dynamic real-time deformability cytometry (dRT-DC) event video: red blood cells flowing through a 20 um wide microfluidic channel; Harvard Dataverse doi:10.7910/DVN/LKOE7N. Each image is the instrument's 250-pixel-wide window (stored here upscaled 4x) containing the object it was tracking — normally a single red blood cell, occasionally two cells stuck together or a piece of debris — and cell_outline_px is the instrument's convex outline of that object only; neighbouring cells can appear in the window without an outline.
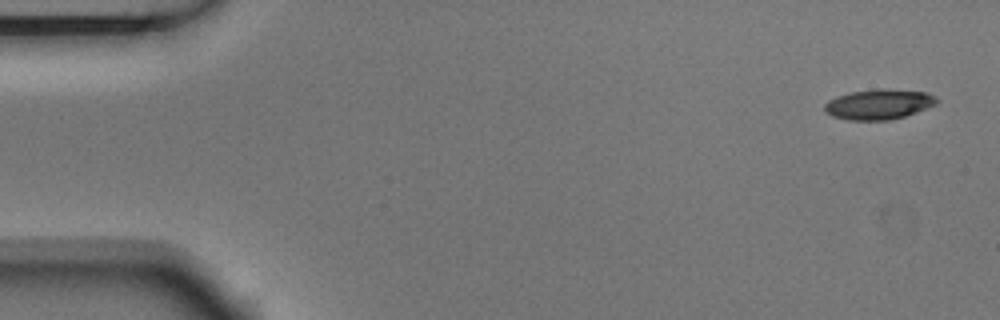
{"species": "Egyptian fruit bat (a non-hibernating species)", "species_latin": "Rousettus aegyptiacus", "temperature_condition": "room temperature", "stored_images_in_passage": 5, "segment_of_instrument_passage": [2, 2], "camera_frame_rate_fps": 3000, "um_per_image_px": 0.085, "animal": {"sex": "male"}, "frame": {"image": 1, "passage_image": 5, "time_ms": 1.333, "image_size_px": [1000, 320], "cell_outline_px": [[940, 100], [936, 104], [916, 112], [904, 116], [888, 120], [848, 120], [832, 116], [824, 112], [824, 104], [828, 100], [836, 96], [852, 92], [880, 88], [924, 92], [936, 96]], "centroid_in_image_um": [74.67, 8.86], "position_along_channel_um": 10.3, "area_um2": 19.71}}